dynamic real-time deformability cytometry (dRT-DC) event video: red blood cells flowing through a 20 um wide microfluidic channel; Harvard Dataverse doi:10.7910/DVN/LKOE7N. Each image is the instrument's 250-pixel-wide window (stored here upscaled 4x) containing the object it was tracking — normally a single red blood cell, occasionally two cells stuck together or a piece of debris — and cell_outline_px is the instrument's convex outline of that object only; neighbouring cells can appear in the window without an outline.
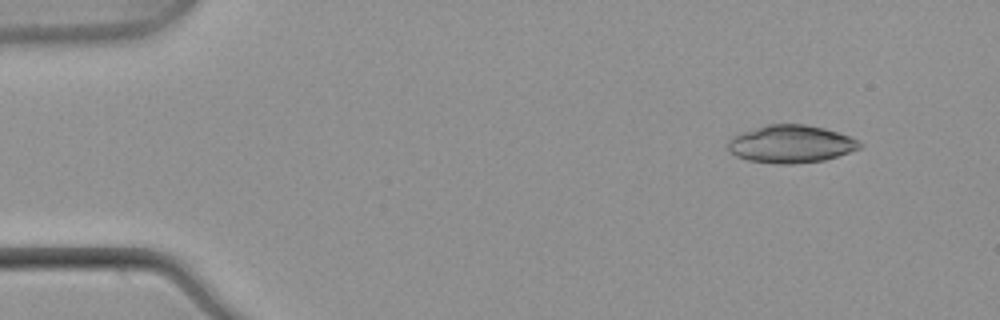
{"species": "common noctule bat (a hibernating species)", "species_latin": "Nyctalus noctula", "temperature_condition": "warm", "stored_images_in_passage": 48, "camera_frame_rate_fps": 3000, "um_per_image_px": 0.085, "animal": {"sex": "male", "body_mass_g": 21.5, "forearm_length_mm": 52.0}, "frame": {"image": 1, "passage_image": 1, "time_ms": 0.0, "image_size_px": [1000, 320], "cell_outline_px": [[860, 148], [824, 160], [792, 164], [776, 164], [748, 160], [736, 156], [728, 152], [728, 140], [732, 136], [768, 124], [804, 124], [824, 128], [848, 136], [856, 140], [860, 144]], "centroid_in_image_um": [67.17, 12.25], "position_along_channel_um": 17.8, "area_um2": 28.61}}
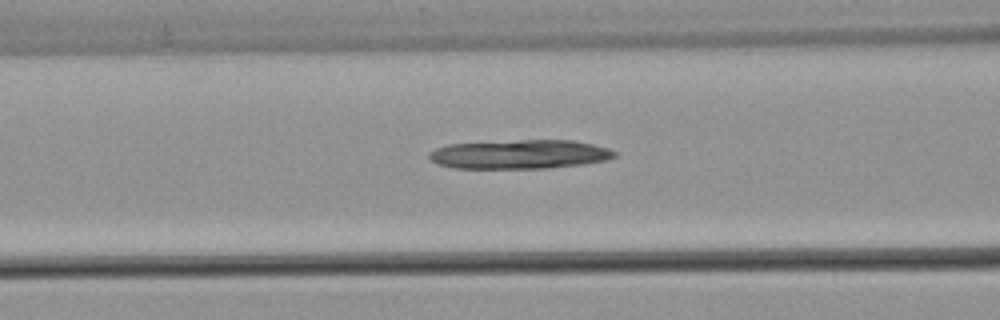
{"frame": {"image": 2, "passage_image": 17, "time_ms": 5.333, "image_size_px": [1000, 320], "cell_outline_px": [[616, 156], [608, 160], [584, 164], [544, 168], [456, 168], [436, 164], [428, 156], [436, 148], [448, 144], [520, 140], [572, 140], [592, 144], [608, 148], [616, 152]], "centroid_in_image_um": [44.2, 13.11], "position_along_channel_um": 122.4, "area_um2": 31.27}}
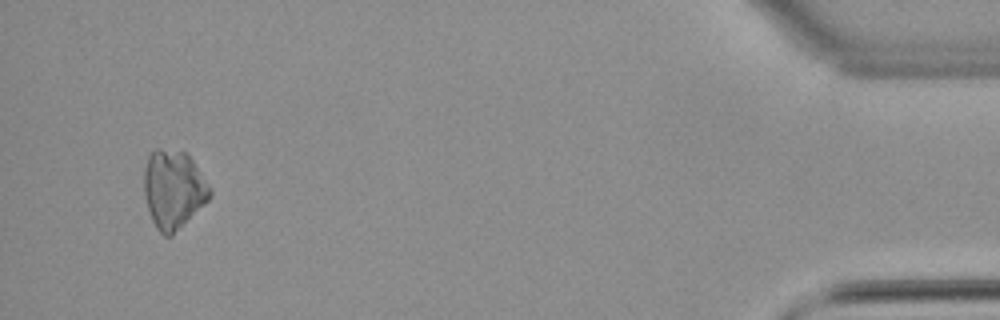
{"frame": {"image": 3, "passage_image": 46, "time_ms": 15.0, "image_size_px": [1000, 320], "cell_outline_px": [[212, 196], [172, 236], [164, 236], [156, 228], [152, 220], [144, 196], [144, 168], [148, 156], [156, 148], [160, 148], [188, 152], [208, 184], [212, 192]], "centroid_in_image_um": [14.73, 16.08], "position_along_channel_um": 420.5, "area_um2": 30.17}}